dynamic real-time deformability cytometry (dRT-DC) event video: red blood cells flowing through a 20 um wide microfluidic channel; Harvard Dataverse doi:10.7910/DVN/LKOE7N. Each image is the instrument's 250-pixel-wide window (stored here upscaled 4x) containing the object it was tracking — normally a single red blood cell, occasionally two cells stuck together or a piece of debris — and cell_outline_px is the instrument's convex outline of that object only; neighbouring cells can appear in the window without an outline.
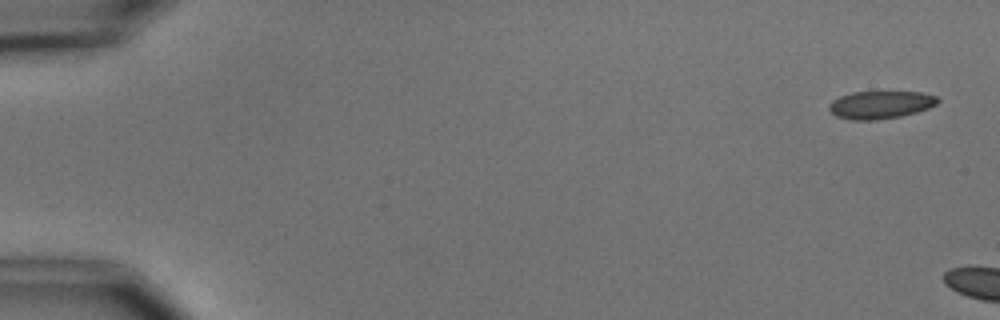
{"species": "common noctule bat (a hibernating species)", "species_latin": "Nyctalus noctula", "temperature_condition": "cold", "stored_images_in_passage": 3, "camera_frame_rate_fps": 3000, "um_per_image_px": 0.085, "animal": {"sex": "male", "body_mass_g": 15.6}, "frame": {"image": 1, "passage_image": 1, "time_ms": 0.0, "image_size_px": [1000, 320], "cell_outline_px": [[940, 100], [936, 104], [928, 108], [916, 112], [900, 116], [876, 120], [852, 120], [836, 116], [828, 108], [828, 104], [832, 100], [840, 96], [852, 92], [920, 92], [936, 96]], "centroid_in_image_um": [74.81, 8.9], "position_along_channel_um": 10.2, "area_um2": 17.51}}